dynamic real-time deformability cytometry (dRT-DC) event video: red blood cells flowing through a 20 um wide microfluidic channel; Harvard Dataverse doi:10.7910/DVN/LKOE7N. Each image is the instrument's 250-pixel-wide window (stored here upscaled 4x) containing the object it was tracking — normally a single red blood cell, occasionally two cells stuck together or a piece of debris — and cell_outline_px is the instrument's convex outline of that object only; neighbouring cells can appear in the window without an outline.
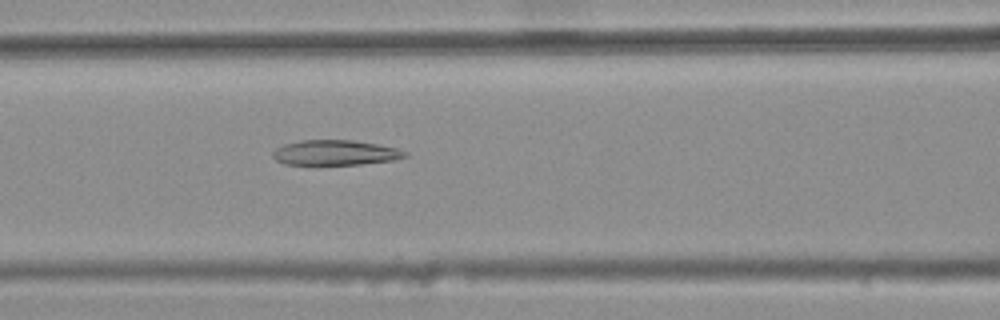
{"species": "common noctule bat (a hibernating species)", "species_latin": "Nyctalus noctula", "temperature_condition": "warm", "stored_images_in_passage": 37, "camera_frame_rate_fps": 3000, "um_per_image_px": 0.085, "animal": {"sex": "female", "body_mass_g": 25.1}, "frame": {"image": 1, "passage_image": 12, "time_ms": 3.667, "image_size_px": [1000, 320], "cell_outline_px": [[408, 156], [392, 160], [360, 164], [284, 164], [276, 160], [272, 156], [272, 152], [276, 148], [284, 144], [300, 140], [352, 140], [376, 144], [396, 148], [408, 152]], "centroid_in_image_um": [28.48, 12.97], "position_along_channel_um": 138.1, "area_um2": 19.19}}
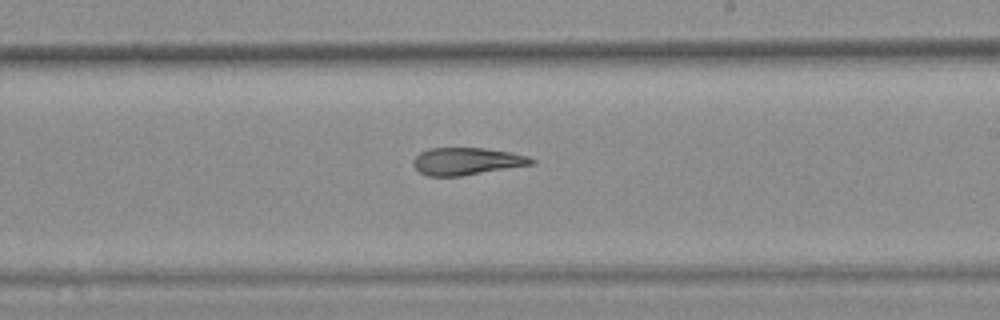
{"frame": {"image": 2, "passage_image": 21, "time_ms": 6.667, "image_size_px": [1000, 320], "cell_outline_px": [[536, 164], [460, 176], [428, 176], [420, 172], [412, 164], [412, 160], [420, 152], [428, 148], [484, 148], [512, 152], [528, 156], [536, 160]], "centroid_in_image_um": [39.7, 13.7], "position_along_channel_um": 249.3, "area_um2": 18.96}}
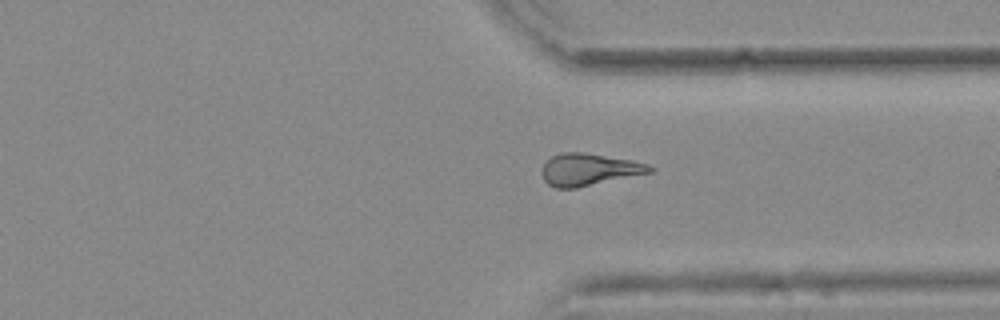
{"frame": {"image": 3, "passage_image": 30, "time_ms": 9.667, "image_size_px": [1000, 320], "cell_outline_px": [[656, 168], [652, 172], [576, 188], [556, 188], [548, 184], [544, 180], [540, 172], [544, 164], [552, 156], [564, 152], [584, 152], [632, 160], [648, 164]], "centroid_in_image_um": [50.06, 14.41], "position_along_channel_um": 361.3, "area_um2": 20.17}, "authors_computed_cell_mechanics": {"area_um2": 19.7098, "velocity_mm_per_s": 3.7176, "shape_relaxation_time_tau1_ms": null, "shape_relaxation_time_tau2_ms": 7.4766, "deformation_change_tau1": null, "deformation_change_tau2": 0.2027}}